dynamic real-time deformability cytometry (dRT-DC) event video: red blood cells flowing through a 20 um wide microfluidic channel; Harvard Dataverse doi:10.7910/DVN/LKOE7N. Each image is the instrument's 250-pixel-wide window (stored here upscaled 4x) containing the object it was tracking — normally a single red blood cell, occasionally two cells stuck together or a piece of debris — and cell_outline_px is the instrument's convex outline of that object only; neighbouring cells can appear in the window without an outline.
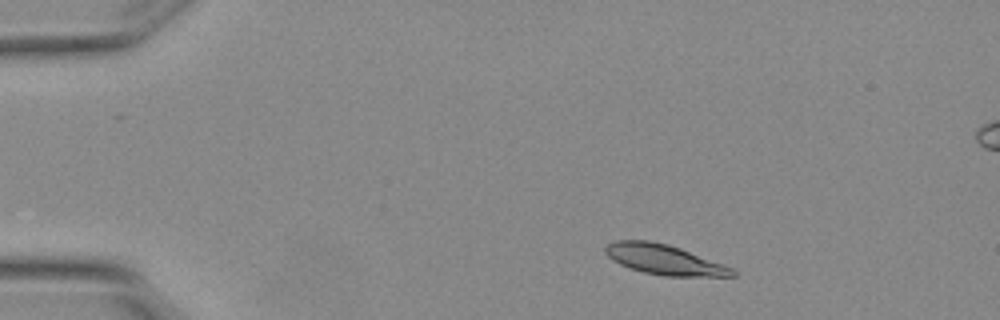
{"species": "Egyptian fruit bat (a non-hibernating species)", "species_latin": "Rousettus aegyptiacus", "temperature_condition": "warm", "stored_images_in_passage": 5, "camera_frame_rate_fps": 3000, "um_per_image_px": 0.085, "animal": {"sex": "female"}, "frame": {"image": 1, "passage_image": 2, "time_ms": 0.333, "image_size_px": [1000, 320], "cell_outline_px": [[736, 276], [664, 276], [644, 272], [620, 264], [612, 260], [604, 252], [604, 248], [608, 244], [616, 240], [648, 240], [668, 244], [680, 248], [724, 264], [732, 268], [736, 272]], "centroid_in_image_um": [56.45, 22.06], "position_along_channel_um": 28.5, "area_um2": 22.14}}